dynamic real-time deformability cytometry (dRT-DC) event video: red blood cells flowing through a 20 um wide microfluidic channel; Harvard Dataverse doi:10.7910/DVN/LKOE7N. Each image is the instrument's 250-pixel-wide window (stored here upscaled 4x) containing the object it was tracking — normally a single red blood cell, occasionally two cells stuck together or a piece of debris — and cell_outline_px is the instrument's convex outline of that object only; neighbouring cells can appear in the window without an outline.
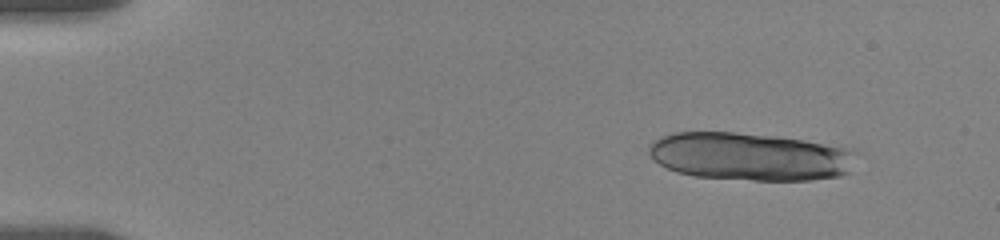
{"species": "human", "species_latin": "Homo sapiens", "temperature_condition": "room temperature", "stored_images_in_passage": 18, "camera_frame_rate_fps": 3000, "um_per_image_px": 0.085, "donor": {"sex": "female"}, "frame": {"image": 1, "passage_image": 1, "time_ms": 0.0, "image_size_px": [1000, 240], "cell_outline_px": [[864, 156], [852, 172], [840, 176], [812, 180], [752, 180], [692, 176], [676, 172], [660, 164], [648, 152], [648, 144], [652, 140], [660, 136], [672, 132], [736, 132], [776, 136], [804, 140], [856, 148]], "centroid_in_image_um": [63.91, 13.3], "position_along_channel_um": 21.1, "area_um2": 59.48}}
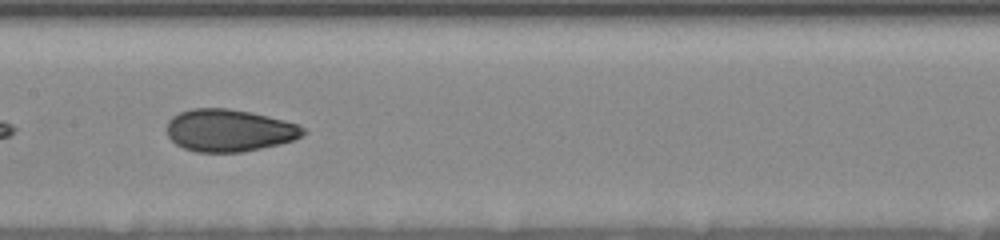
{"frame": {"image": 2, "passage_image": 8, "time_ms": 8.0, "image_size_px": [1000, 240], "cell_outline_px": [[308, 132], [292, 140], [280, 144], [240, 152], [196, 152], [184, 148], [176, 144], [168, 136], [168, 120], [172, 116], [180, 112], [192, 108], [228, 108], [252, 112], [300, 124]], "centroid_in_image_um": [19.49, 11.07], "position_along_channel_um": 187.9, "area_um2": 33.64}}
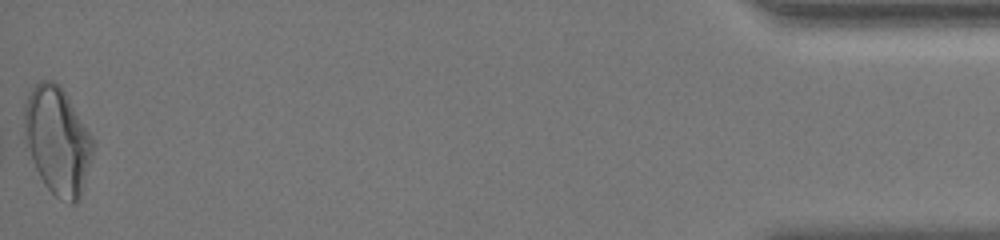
{"frame": {"image": 3, "passage_image": 18, "time_ms": 17.333, "image_size_px": [1000, 240], "cell_outline_px": [[96, 144], [80, 196], [72, 204], [68, 204], [60, 200], [44, 184], [36, 168], [24, 136], [24, 108], [28, 96], [32, 88], [40, 80], [52, 80], [64, 92], [96, 140]], "centroid_in_image_um": [4.91, 11.96], "position_along_channel_um": 430.3, "area_um2": 42.66}, "authors_computed_cell_mechanics": {"area_um2": 35.2869, "velocity_mm_per_s": 3.5076, "shape_relaxation_time_tau1_ms": 7.6464, "shape_relaxation_time_tau2_ms": 0.8655, "deformation_change_tau1": 0.1523, "deformation_change_tau2": 0.0525}}